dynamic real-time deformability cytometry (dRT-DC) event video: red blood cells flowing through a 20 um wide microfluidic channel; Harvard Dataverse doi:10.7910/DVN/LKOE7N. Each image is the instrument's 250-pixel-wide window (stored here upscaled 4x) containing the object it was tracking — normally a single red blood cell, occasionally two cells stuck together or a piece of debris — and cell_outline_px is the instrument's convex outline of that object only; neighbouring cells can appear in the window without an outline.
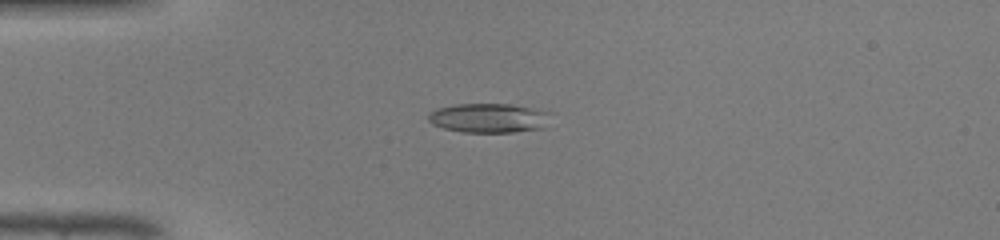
{"species": "common noctule bat (a hibernating species)", "species_latin": "Nyctalus noctula", "temperature_condition": "warm", "stored_images_in_passage": 36, "camera_frame_rate_fps": 3000, "um_per_image_px": 0.085, "animal": {"sex": "male", "body_mass_g": 19.0, "forearm_length_mm": 50.8}, "frame": {"image": 1, "passage_image": 1, "time_ms": 0.0, "image_size_px": [1000, 240], "cell_outline_px": [[552, 112], [548, 128], [512, 132], [464, 132], [444, 128], [432, 124], [428, 120], [428, 116], [432, 112], [440, 108], [456, 104], [508, 104]], "centroid_in_image_um": [41.64, 10.04], "position_along_channel_um": 43.4, "area_um2": 20.98}}
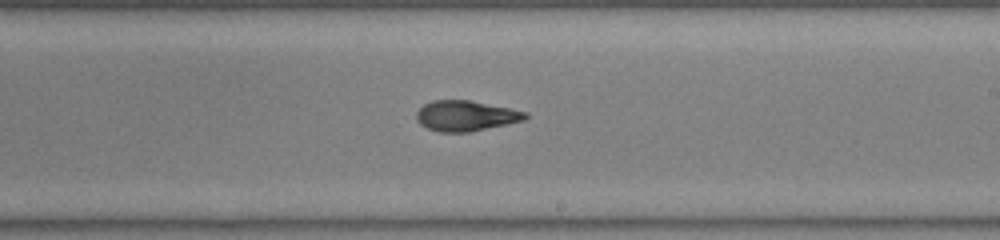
{"frame": {"image": 2, "passage_image": 17, "time_ms": 5.333, "image_size_px": [1000, 240], "cell_outline_px": [[528, 116], [524, 120], [468, 132], [440, 132], [428, 128], [420, 124], [416, 120], [416, 112], [424, 104], [432, 100], [468, 100], [528, 112]], "centroid_in_image_um": [39.55, 9.84], "position_along_channel_um": 249.4, "area_um2": 19.07}}
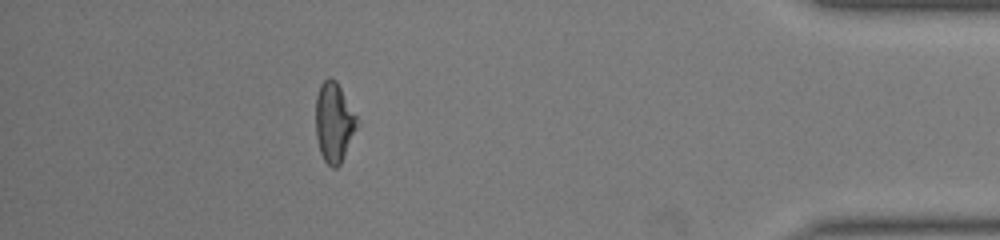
{"frame": {"image": 3, "passage_image": 31, "time_ms": 10.0, "image_size_px": [1000, 240], "cell_outline_px": [[356, 128], [340, 164], [336, 168], [332, 168], [324, 160], [320, 152], [316, 136], [316, 96], [320, 84], [328, 76], [336, 80], [356, 116]], "centroid_in_image_um": [28.35, 10.38], "position_along_channel_um": 406.8, "area_um2": 18.79}, "authors_computed_cell_mechanics": {"area_um2": 19.3341, "velocity_mm_per_s": 4.3289, "shape_relaxation_time_tau1_ms": null, "shape_relaxation_time_tau2_ms": 2.2496, "deformation_change_tau1": null, "deformation_change_tau2": 0.1007}}